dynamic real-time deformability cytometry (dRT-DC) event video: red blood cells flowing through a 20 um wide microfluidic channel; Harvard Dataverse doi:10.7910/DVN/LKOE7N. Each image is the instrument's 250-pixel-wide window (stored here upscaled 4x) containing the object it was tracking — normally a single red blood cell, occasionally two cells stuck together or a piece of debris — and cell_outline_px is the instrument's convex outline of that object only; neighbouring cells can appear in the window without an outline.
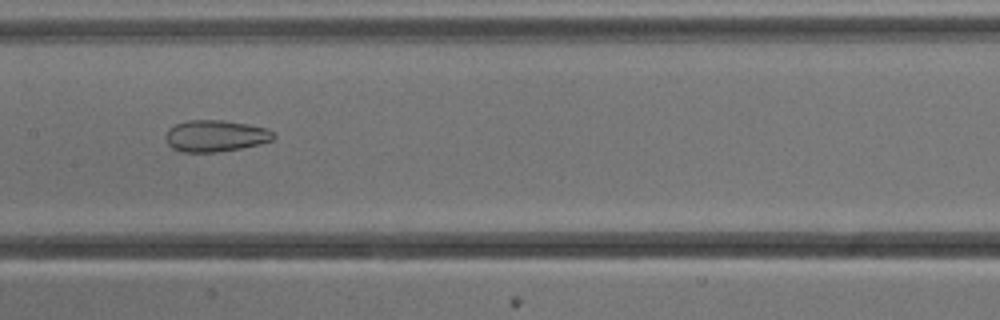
{"species": "common noctule bat (a hibernating species)", "species_latin": "Nyctalus noctula", "temperature_condition": "cold", "stored_images_in_passage": 32, "camera_frame_rate_fps": 3000, "um_per_image_px": 0.085, "animal": {"sex": "male", "body_mass_g": 13.3}, "frame": {"image": 1, "passage_image": 10, "time_ms": 3.0, "image_size_px": [1000, 320], "cell_outline_px": [[276, 136], [272, 140], [260, 144], [240, 148], [216, 152], [184, 152], [172, 148], [168, 144], [164, 136], [168, 128], [176, 124], [188, 120], [224, 120], [248, 124], [268, 128]], "centroid_in_image_um": [18.3, 11.54], "position_along_channel_um": 189.1, "area_um2": 19.94}}
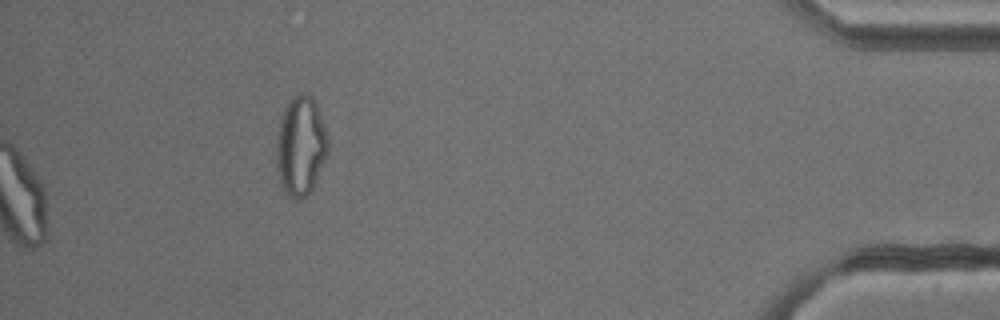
{"frame": {"image": 2, "passage_image": 32, "time_ms": 10.333, "image_size_px": [1000, 320], "cell_outline_px": [[328, 152], [312, 188], [308, 196], [300, 200], [296, 200], [288, 196], [284, 192], [280, 184], [276, 164], [276, 136], [280, 120], [284, 108], [288, 100], [296, 92], [304, 92], [312, 96], [316, 100], [328, 136]], "centroid_in_image_um": [25.54, 12.37], "position_along_channel_um": 409.7, "area_um2": 30.58}}